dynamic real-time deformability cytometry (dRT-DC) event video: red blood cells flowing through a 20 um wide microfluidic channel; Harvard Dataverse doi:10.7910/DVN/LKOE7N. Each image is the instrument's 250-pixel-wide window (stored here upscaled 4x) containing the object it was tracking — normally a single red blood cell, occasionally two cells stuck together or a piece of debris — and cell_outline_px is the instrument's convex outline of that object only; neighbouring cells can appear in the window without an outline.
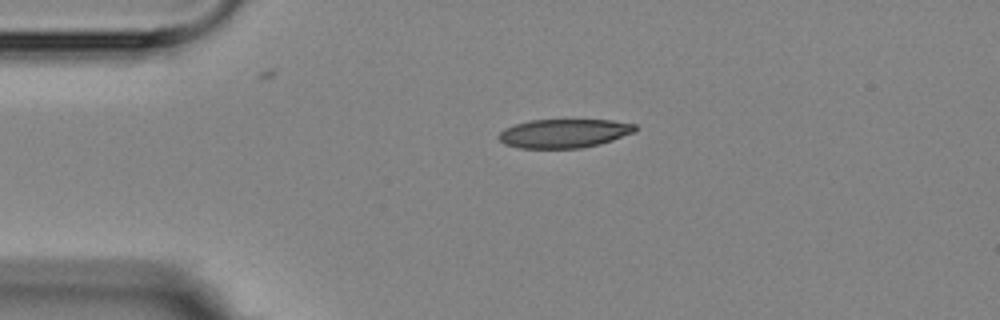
{"species": "Egyptian fruit bat (a non-hibernating species)", "species_latin": "Rousettus aegyptiacus", "temperature_condition": "room temperature", "stored_images_in_passage": 2, "camera_frame_rate_fps": 3000, "um_per_image_px": 0.085, "animal": {"sex": "female"}, "frame": {"image": 1, "passage_image": 1, "time_ms": 0.0, "image_size_px": [1000, 320], "cell_outline_px": [[640, 128], [636, 132], [600, 144], [580, 148], [520, 148], [504, 144], [496, 136], [504, 128], [528, 120], [612, 120], [636, 124]], "centroid_in_image_um": [47.97, 11.33], "position_along_channel_um": 37.0, "area_um2": 23.12}}